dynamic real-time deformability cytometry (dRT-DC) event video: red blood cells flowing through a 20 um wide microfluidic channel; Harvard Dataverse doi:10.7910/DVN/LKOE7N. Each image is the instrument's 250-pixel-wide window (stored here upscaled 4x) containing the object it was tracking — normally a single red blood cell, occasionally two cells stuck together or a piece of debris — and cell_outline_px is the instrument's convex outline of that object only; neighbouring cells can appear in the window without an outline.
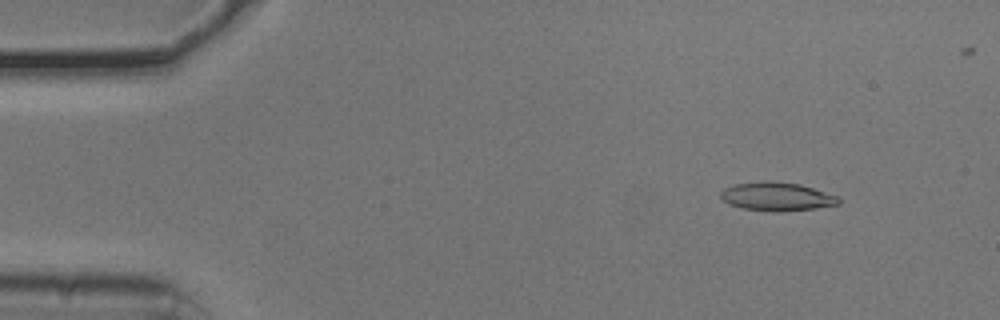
{"species": "common noctule bat (a hibernating species)", "species_latin": "Nyctalus noctula", "temperature_condition": "cold", "stored_images_in_passage": 45, "camera_frame_rate_fps": 3000, "um_per_image_px": 0.085, "animal": {"sex": "male", "body_mass_g": 20.5, "forearm_length_mm": 52.5}, "frame": {"image": 1, "passage_image": 1, "time_ms": 0.0, "image_size_px": [1000, 320], "cell_outline_px": [[840, 204], [816, 208], [776, 212], [744, 208], [728, 204], [720, 196], [720, 192], [724, 188], [736, 184], [764, 180], [768, 180], [800, 184], [836, 196], [840, 200]], "centroid_in_image_um": [66.0, 16.7], "position_along_channel_um": 19.0, "area_um2": 19.48}}
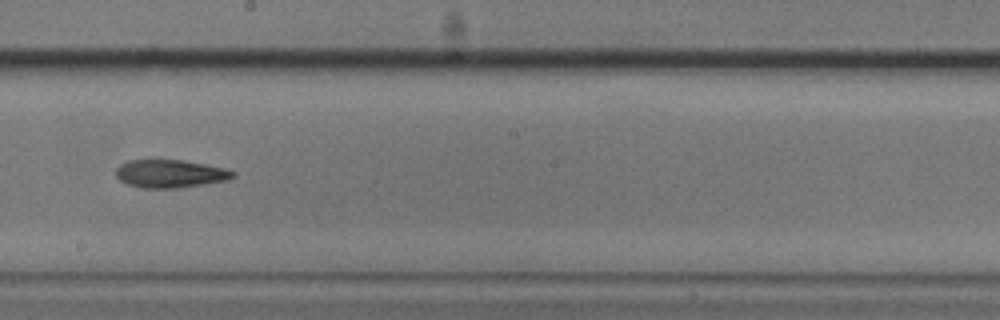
{"frame": {"image": 2, "passage_image": 25, "time_ms": 8.0, "image_size_px": [1000, 320], "cell_outline_px": [[236, 176], [224, 180], [204, 184], [176, 188], [140, 188], [128, 184], [120, 180], [116, 176], [116, 168], [120, 164], [128, 160], [184, 160], [224, 168], [236, 172]], "centroid_in_image_um": [14.44, 14.76], "position_along_channel_um": 233.8, "area_um2": 19.02}}
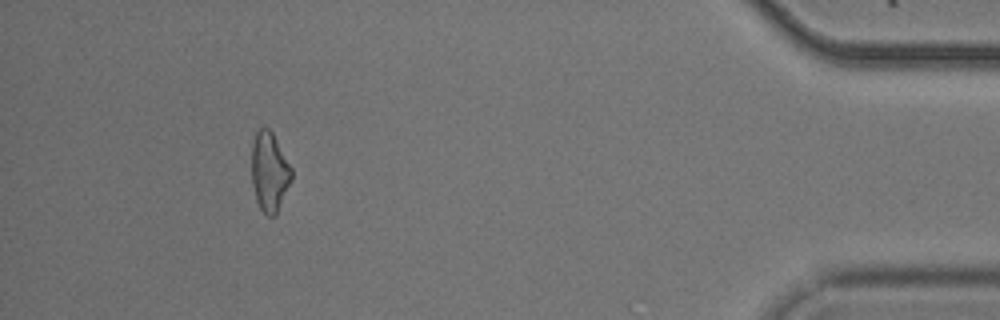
{"frame": {"image": 3, "passage_image": 44, "time_ms": 14.333, "image_size_px": [1000, 320], "cell_outline_px": [[292, 180], [276, 212], [272, 216], [268, 216], [260, 208], [256, 200], [252, 184], [252, 144], [256, 132], [260, 128], [268, 128], [272, 132], [292, 168]], "centroid_in_image_um": [22.9, 14.58], "position_along_channel_um": 412.3, "area_um2": 18.21}}